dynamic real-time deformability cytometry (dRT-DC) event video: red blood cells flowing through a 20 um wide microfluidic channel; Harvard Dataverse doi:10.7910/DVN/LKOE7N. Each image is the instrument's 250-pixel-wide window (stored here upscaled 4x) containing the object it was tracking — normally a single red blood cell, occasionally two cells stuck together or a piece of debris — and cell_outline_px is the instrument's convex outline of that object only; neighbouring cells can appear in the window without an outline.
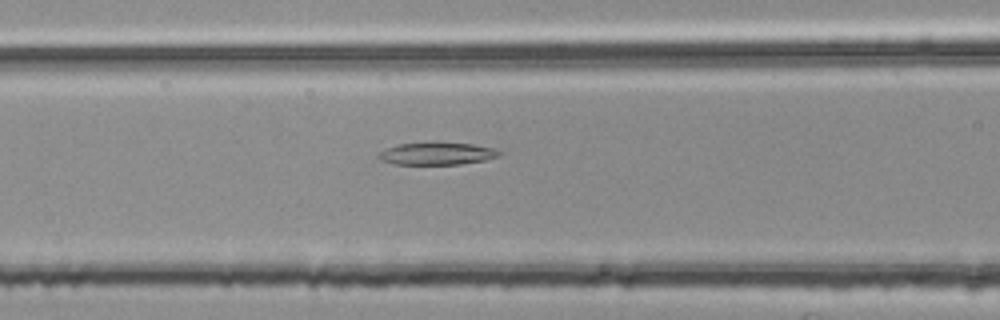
{"species": "common noctule bat (a hibernating species)", "species_latin": "Nyctalus noctula", "temperature_condition": "room temperature", "stored_images_in_passage": 34, "segment_of_instrument_passage": [2, 2], "camera_frame_rate_fps": 3000, "um_per_image_px": 0.085, "animal": {"sex": "female", "body_mass_g": 25.1}, "frame": {"image": 1, "passage_image": 16, "time_ms": 5.0, "image_size_px": [1000, 320], "cell_outline_px": [[504, 152], [500, 156], [484, 160], [460, 164], [392, 164], [380, 160], [376, 156], [376, 152], [384, 148], [396, 144], [472, 144], [496, 148]], "centroid_in_image_um": [37.1, 13.08], "position_along_channel_um": 129.5, "area_um2": 15.61}}
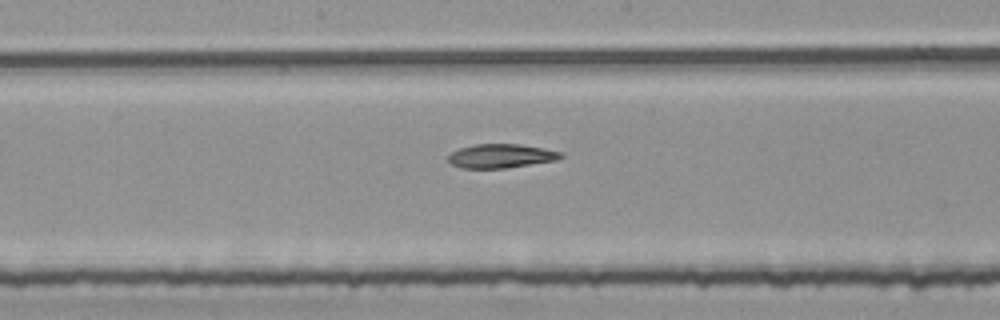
{"frame": {"image": 2, "passage_image": 22, "time_ms": 7.0, "image_size_px": [1000, 320], "cell_outline_px": [[564, 156], [556, 160], [504, 168], [460, 168], [452, 164], [448, 160], [448, 156], [452, 152], [460, 148], [476, 144], [520, 144], [544, 148], [560, 152]], "centroid_in_image_um": [42.57, 13.25], "position_along_channel_um": 205.6, "area_um2": 15.55}}
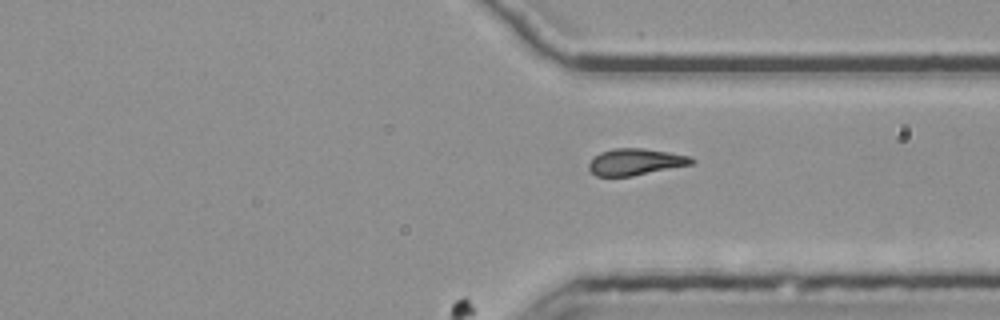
{"frame": {"image": 3, "passage_image": 34, "time_ms": 11.0, "image_size_px": [1000, 320], "cell_outline_px": [[696, 160], [692, 164], [632, 176], [596, 176], [588, 168], [588, 164], [592, 156], [600, 152], [612, 148], [644, 148], [668, 152], [688, 156]], "centroid_in_image_um": [53.96, 13.75], "position_along_channel_um": 357.4, "area_um2": 15.95}}